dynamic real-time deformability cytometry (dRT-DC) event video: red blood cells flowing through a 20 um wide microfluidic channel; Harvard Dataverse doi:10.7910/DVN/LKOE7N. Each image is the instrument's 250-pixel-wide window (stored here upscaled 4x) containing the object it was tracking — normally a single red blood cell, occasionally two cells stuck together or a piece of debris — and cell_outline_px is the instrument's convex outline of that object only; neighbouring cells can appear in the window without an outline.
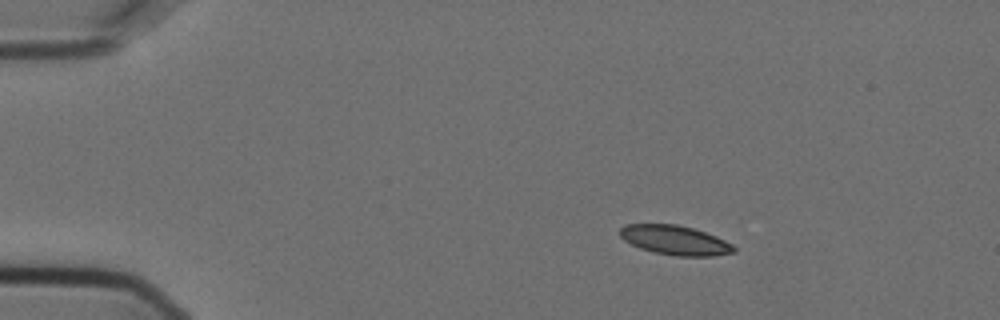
{"species": "Egyptian fruit bat (a non-hibernating species)", "species_latin": "Rousettus aegyptiacus", "temperature_condition": "cold", "stored_images_in_passage": 5, "camera_frame_rate_fps": 3000, "um_per_image_px": 0.085, "animal": {"sex": "female"}, "frame": {"image": 1, "passage_image": 3, "time_ms": 0.667, "image_size_px": [1000, 320], "cell_outline_px": [[736, 252], [716, 256], [676, 256], [656, 252], [640, 248], [624, 240], [620, 236], [620, 228], [624, 224], [676, 224], [692, 228], [716, 236], [732, 244], [736, 248]], "centroid_in_image_um": [57.39, 20.42], "position_along_channel_um": 27.6, "area_um2": 19.48}}
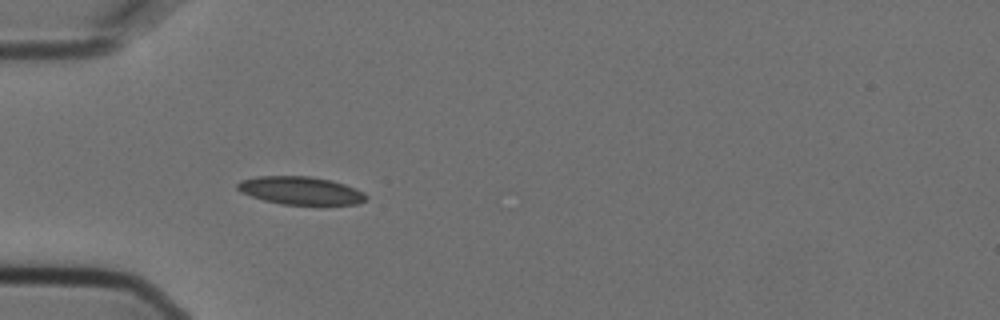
{"frame": {"image": 2, "passage_image": 5, "time_ms": 1.333, "image_size_px": [1000, 320], "cell_outline_px": [[368, 200], [356, 204], [280, 204], [264, 200], [240, 192], [236, 188], [236, 184], [240, 180], [256, 176], [308, 176], [332, 180], [356, 188], [364, 192], [368, 196]], "centroid_in_image_um": [25.55, 16.19], "position_along_channel_um": 59.5, "area_um2": 21.04}}